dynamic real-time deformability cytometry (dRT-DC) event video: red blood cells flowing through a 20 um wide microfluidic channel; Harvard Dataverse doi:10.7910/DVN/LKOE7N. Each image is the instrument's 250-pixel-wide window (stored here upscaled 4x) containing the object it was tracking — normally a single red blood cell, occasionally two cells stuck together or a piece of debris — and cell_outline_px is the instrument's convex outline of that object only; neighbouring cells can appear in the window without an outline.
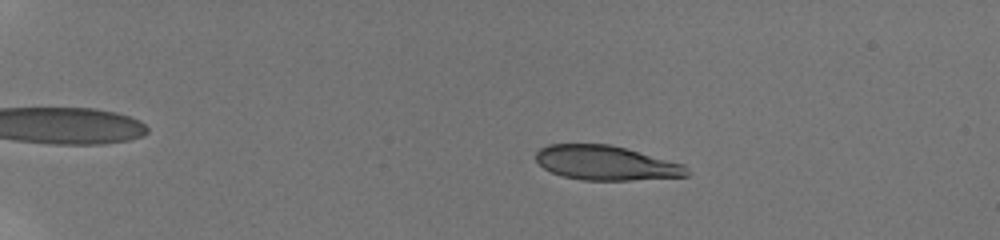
{"species": "human", "species_latin": "Homo sapiens", "temperature_condition": "room temperature", "stored_images_in_passage": 64, "camera_frame_rate_fps": 3000, "um_per_image_px": 0.085, "donor": {"sex": "male"}, "frame": {"image": 1, "passage_image": 16, "time_ms": 4.0, "image_size_px": [1000, 240], "cell_outline_px": [[692, 172], [688, 176], [632, 180], [584, 180], [564, 176], [552, 172], [544, 168], [536, 160], [536, 152], [540, 148], [548, 144], [612, 144], [684, 164]], "centroid_in_image_um": [51.55, 13.84], "position_along_channel_um": 33.5, "area_um2": 30.4}}
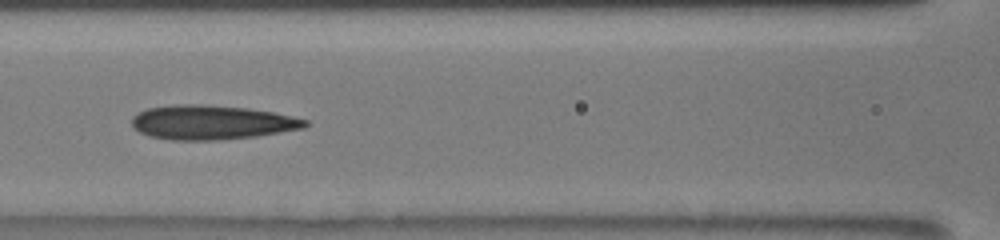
{"frame": {"image": 2, "passage_image": 33, "time_ms": 9.667, "image_size_px": [1000, 240], "cell_outline_px": [[308, 124], [304, 128], [256, 136], [216, 140], [172, 140], [148, 136], [132, 128], [132, 116], [136, 112], [148, 108], [172, 104], [200, 104], [248, 108], [272, 112], [292, 116], [308, 120]], "centroid_in_image_um": [17.94, 10.4], "position_along_channel_um": 148.7, "area_um2": 34.8}}
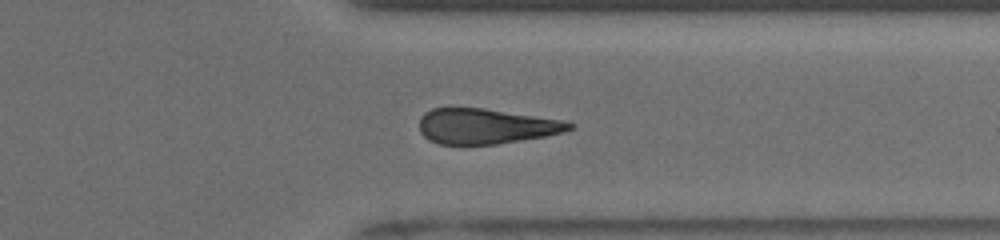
{"frame": {"image": 3, "passage_image": 53, "time_ms": 15.333, "image_size_px": [1000, 240], "cell_outline_px": [[576, 124], [572, 128], [564, 132], [544, 136], [496, 144], [440, 144], [428, 140], [420, 132], [420, 116], [424, 112], [432, 108], [484, 108], [568, 120]], "centroid_in_image_um": [41.33, 10.71], "position_along_channel_um": 370.1, "area_um2": 31.04}, "authors_computed_cell_mechanics": {"area_um2": 31.7322, "velocity_mm_per_s": 3.9104, "shape_relaxation_time_tau1_ms": 4.5362, "shape_relaxation_time_tau2_ms": null, "deformation_change_tau1": 0.1117, "deformation_change_tau2": null}}